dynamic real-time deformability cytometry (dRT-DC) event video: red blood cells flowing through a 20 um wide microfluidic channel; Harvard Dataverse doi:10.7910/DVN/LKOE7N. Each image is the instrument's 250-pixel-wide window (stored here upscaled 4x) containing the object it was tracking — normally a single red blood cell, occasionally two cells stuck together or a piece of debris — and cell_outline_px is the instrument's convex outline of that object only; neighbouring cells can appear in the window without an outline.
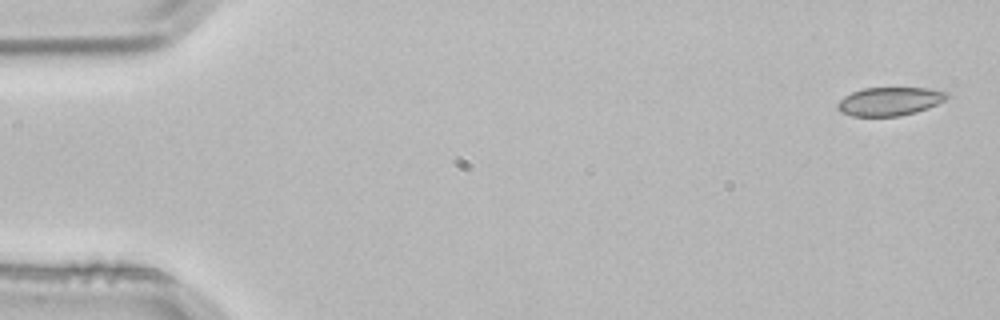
{"species": "common noctule bat (a hibernating species)", "species_latin": "Nyctalus noctula", "temperature_condition": "room temperature", "stored_images_in_passage": 3, "camera_frame_rate_fps": 3000, "um_per_image_px": 0.085, "animal": {"sex": "male", "body_mass_g": 21.5, "forearm_length_mm": 52.0}, "frame": {"image": 1, "passage_image": 1, "time_ms": 0.0, "image_size_px": [1000, 320], "cell_outline_px": [[952, 96], [928, 108], [916, 112], [900, 116], [852, 116], [840, 112], [836, 108], [836, 104], [844, 96], [852, 92], [864, 88], [928, 88], [948, 92]], "centroid_in_image_um": [75.62, 8.62], "position_along_channel_um": 9.4, "area_um2": 18.26}}